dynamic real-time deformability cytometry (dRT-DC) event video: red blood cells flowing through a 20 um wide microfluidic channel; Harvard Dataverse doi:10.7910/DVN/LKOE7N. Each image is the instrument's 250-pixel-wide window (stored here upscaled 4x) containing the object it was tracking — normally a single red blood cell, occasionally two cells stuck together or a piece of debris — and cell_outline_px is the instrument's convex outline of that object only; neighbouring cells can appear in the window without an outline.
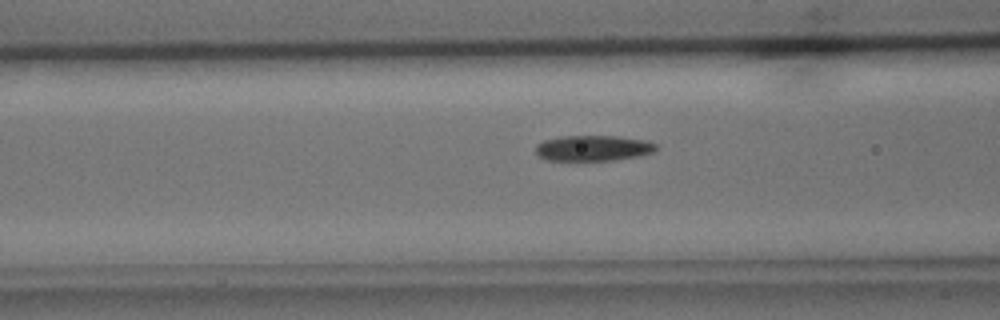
{"species": "common noctule bat (a hibernating species)", "species_latin": "Nyctalus noctula", "temperature_condition": "cold", "stored_images_in_passage": 38, "camera_frame_rate_fps": 3000, "um_per_image_px": 0.085, "animal": {"sex": "male", "body_mass_g": 15.6}, "frame": {"image": 1, "passage_image": 10, "time_ms": 3.0, "image_size_px": [1000, 320], "cell_outline_px": [[656, 148], [652, 152], [640, 156], [612, 160], [548, 160], [540, 156], [536, 152], [536, 144], [544, 140], [560, 136], [616, 136], [648, 140], [656, 144]], "centroid_in_image_um": [50.43, 12.58], "position_along_channel_um": 116.2, "area_um2": 17.92}}
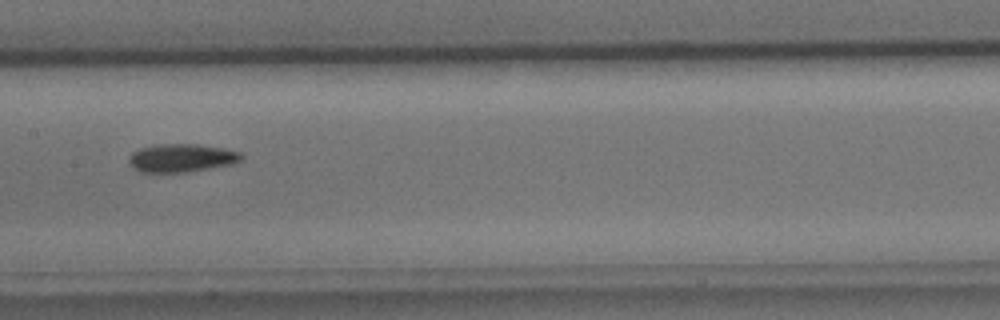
{"frame": {"image": 2, "passage_image": 16, "time_ms": 5.0, "image_size_px": [1000, 320], "cell_outline_px": [[244, 156], [240, 160], [232, 164], [184, 172], [140, 172], [128, 160], [132, 152], [140, 148], [152, 144], [196, 144], [224, 148], [240, 152]], "centroid_in_image_um": [15.43, 13.41], "position_along_channel_um": 192.0, "area_um2": 18.32}}
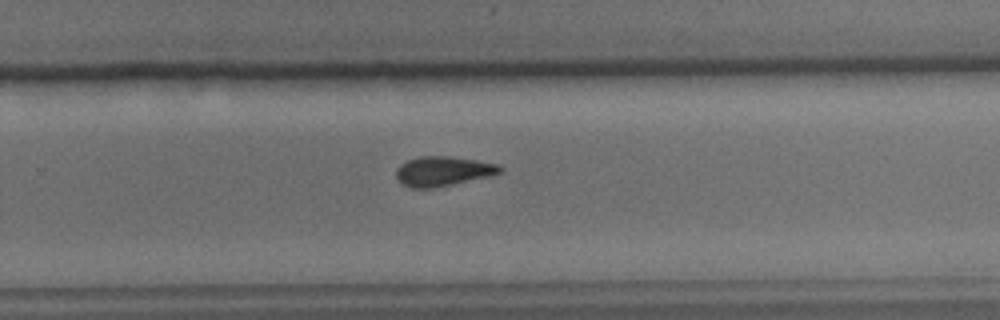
{"frame": {"image": 3, "passage_image": 24, "time_ms": 7.667, "image_size_px": [1000, 320], "cell_outline_px": [[504, 168], [500, 172], [488, 176], [428, 188], [412, 188], [404, 184], [396, 176], [396, 168], [400, 164], [408, 160], [420, 156], [448, 156], [476, 160], [500, 164]], "centroid_in_image_um": [37.65, 14.52], "position_along_channel_um": 292.2, "area_um2": 17.51}}